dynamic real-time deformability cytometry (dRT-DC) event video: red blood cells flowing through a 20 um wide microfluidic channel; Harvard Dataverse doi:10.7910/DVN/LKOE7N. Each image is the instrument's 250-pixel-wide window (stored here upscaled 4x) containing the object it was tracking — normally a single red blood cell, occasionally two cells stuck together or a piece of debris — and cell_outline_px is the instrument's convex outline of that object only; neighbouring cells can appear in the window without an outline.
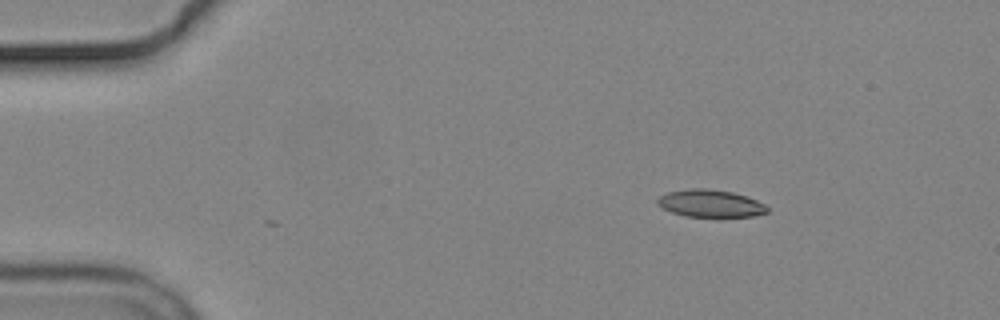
{"species": "common noctule bat (a hibernating species)", "species_latin": "Nyctalus noctula", "temperature_condition": "cold", "stored_images_in_passage": 3, "camera_frame_rate_fps": 3000, "um_per_image_px": 0.085, "animal": {"sex": "male", "body_mass_g": 19.2, "forearm_length_mm": 51.8}, "frame": {"image": 1, "passage_image": 3, "time_ms": 2.333, "image_size_px": [1000, 320], "cell_outline_px": [[768, 212], [756, 216], [684, 216], [672, 212], [656, 204], [656, 200], [660, 196], [668, 192], [688, 188], [708, 188], [732, 192], [756, 200], [764, 204], [768, 208]], "centroid_in_image_um": [60.36, 17.28], "position_along_channel_um": 24.6, "area_um2": 17.4}}